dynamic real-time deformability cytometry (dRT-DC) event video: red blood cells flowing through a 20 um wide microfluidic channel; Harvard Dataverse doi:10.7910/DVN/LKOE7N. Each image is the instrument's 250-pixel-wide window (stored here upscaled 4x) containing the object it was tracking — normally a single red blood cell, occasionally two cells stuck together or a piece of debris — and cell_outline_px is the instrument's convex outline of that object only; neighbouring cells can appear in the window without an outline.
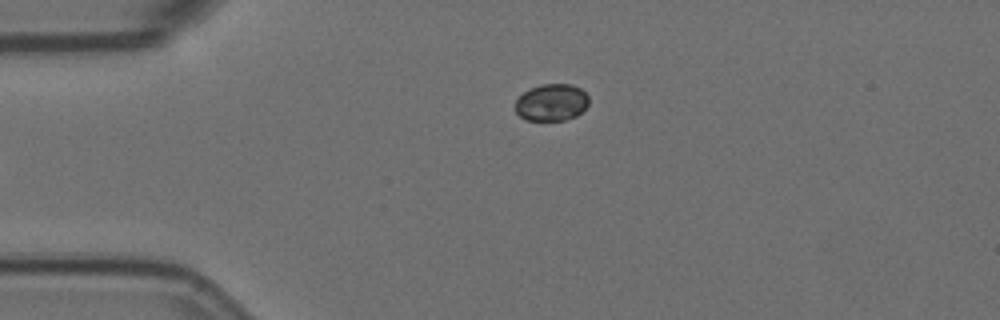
{"species": "Egyptian fruit bat (a non-hibernating species)", "species_latin": "Rousettus aegyptiacus", "temperature_condition": "room temperature", "stored_images_in_passage": 5, "camera_frame_rate_fps": 3000, "um_per_image_px": 0.085, "animal": {"sex": "female"}, "frame": {"image": 1, "passage_image": 5, "time_ms": 1.333, "image_size_px": [1000, 320], "cell_outline_px": [[588, 104], [576, 116], [564, 120], [524, 120], [516, 112], [516, 100], [524, 92], [540, 84], [572, 84], [580, 88], [588, 96]], "centroid_in_image_um": [46.88, 8.7], "position_along_channel_um": 38.1, "area_um2": 15.72}}